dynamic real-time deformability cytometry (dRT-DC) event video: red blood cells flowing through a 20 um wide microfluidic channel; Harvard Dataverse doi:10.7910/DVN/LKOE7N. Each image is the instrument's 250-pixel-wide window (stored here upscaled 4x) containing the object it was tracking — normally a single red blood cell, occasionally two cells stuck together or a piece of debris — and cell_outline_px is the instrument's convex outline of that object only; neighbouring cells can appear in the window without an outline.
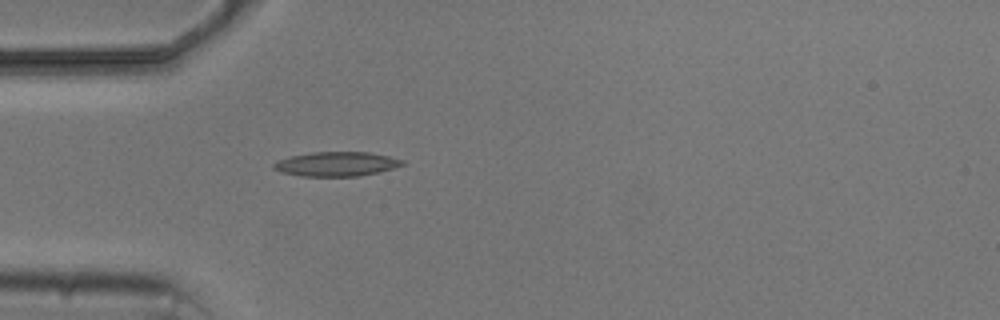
{"species": "common noctule bat (a hibernating species)", "species_latin": "Nyctalus noctula", "temperature_condition": "cold", "stored_images_in_passage": 1, "camera_frame_rate_fps": 3000, "um_per_image_px": 0.085, "animal": {"sex": "male", "body_mass_g": 20.5, "forearm_length_mm": 52.5}, "frame": {"image": 1, "passage_image": 1, "time_ms": 0.0, "image_size_px": [1000, 320], "cell_outline_px": [[404, 164], [380, 172], [360, 176], [300, 176], [280, 172], [272, 168], [272, 164], [276, 160], [292, 156], [312, 152], [368, 152], [388, 156], [404, 160]], "centroid_in_image_um": [28.56, 13.94], "position_along_channel_um": 56.4, "area_um2": 18.32}}